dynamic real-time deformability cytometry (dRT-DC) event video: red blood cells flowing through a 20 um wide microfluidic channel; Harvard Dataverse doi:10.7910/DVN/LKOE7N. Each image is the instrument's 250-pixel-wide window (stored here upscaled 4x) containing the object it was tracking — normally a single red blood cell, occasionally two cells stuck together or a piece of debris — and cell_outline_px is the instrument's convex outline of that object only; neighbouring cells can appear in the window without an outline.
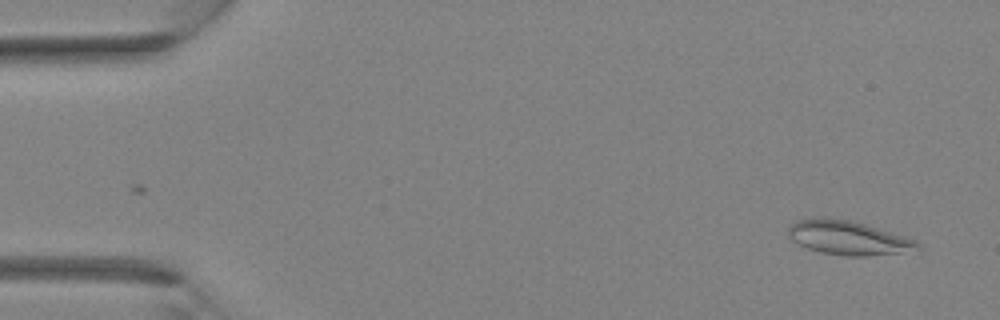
{"species": "Egyptian fruit bat (a non-hibernating species)", "species_latin": "Rousettus aegyptiacus", "temperature_condition": "room temperature", "stored_images_in_passage": 36, "camera_frame_rate_fps": 3000, "um_per_image_px": 0.085, "animal": {"sex": "female"}, "frame": {"image": 1, "passage_image": 2, "time_ms": 0.333, "image_size_px": [1000, 320], "cell_outline_px": [[924, 248], [900, 252], [868, 256], [848, 256], [820, 252], [808, 248], [792, 240], [788, 236], [788, 228], [796, 220], [812, 216], [824, 216], [852, 220], [904, 236], [916, 240]], "centroid_in_image_um": [72.06, 20.18], "position_along_channel_um": 12.9, "area_um2": 25.84}}
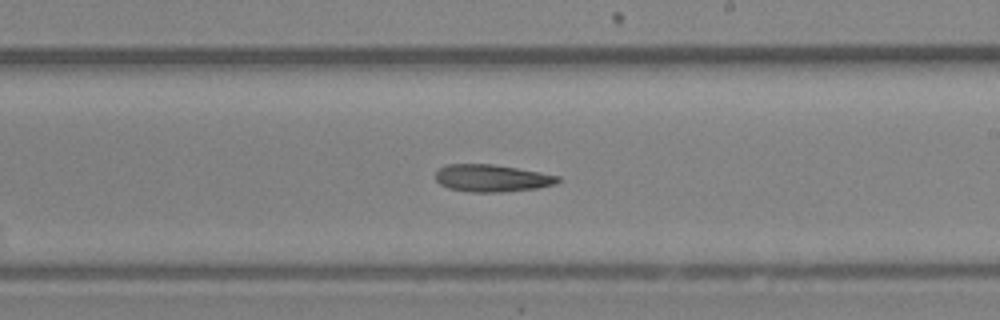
{"frame": {"image": 2, "passage_image": 21, "time_ms": 6.667, "image_size_px": [1000, 320], "cell_outline_px": [[560, 180], [556, 184], [536, 188], [500, 192], [468, 192], [448, 188], [440, 184], [436, 180], [436, 172], [444, 164], [492, 164], [540, 172], [560, 176]], "centroid_in_image_um": [41.79, 15.14], "position_along_channel_um": 247.2, "area_um2": 19.42}}
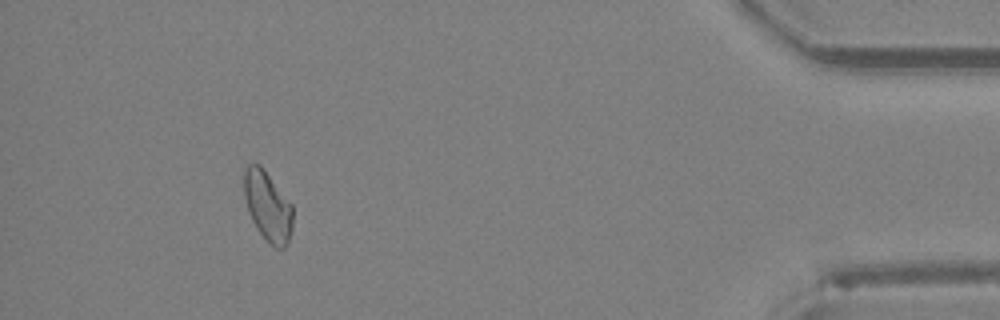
{"frame": {"image": 3, "passage_image": 33, "time_ms": 10.667, "image_size_px": [1000, 320], "cell_outline_px": [[292, 228], [288, 244], [284, 248], [276, 248], [268, 244], [256, 228], [252, 220], [244, 196], [244, 168], [252, 160], [260, 164], [292, 204]], "centroid_in_image_um": [22.75, 17.52], "position_along_channel_um": 412.5, "area_um2": 20.06}}